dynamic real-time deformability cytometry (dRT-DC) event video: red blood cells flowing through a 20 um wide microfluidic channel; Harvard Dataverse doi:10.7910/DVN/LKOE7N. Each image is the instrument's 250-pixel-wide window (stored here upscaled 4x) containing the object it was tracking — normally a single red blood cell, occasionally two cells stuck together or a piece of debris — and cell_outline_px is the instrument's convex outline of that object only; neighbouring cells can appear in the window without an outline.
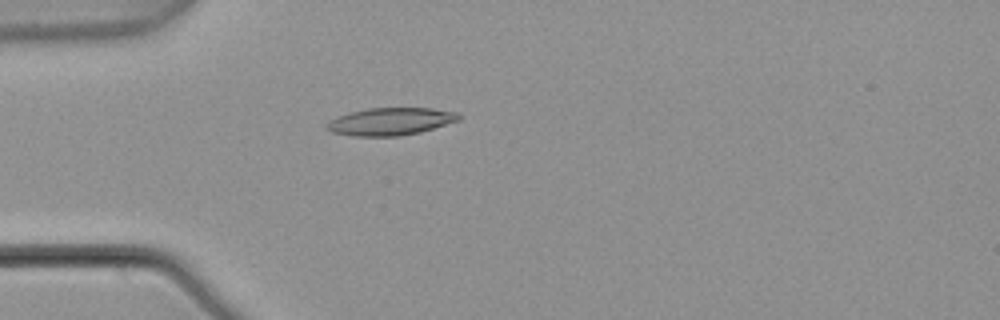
{"species": "common noctule bat (a hibernating species)", "species_latin": "Nyctalus noctula", "temperature_condition": "warm", "stored_images_in_passage": 2, "camera_frame_rate_fps": 3000, "um_per_image_px": 0.085, "animal": {"sex": "male", "body_mass_g": 21.5, "forearm_length_mm": 52.0}, "frame": {"image": 1, "passage_image": 2, "time_ms": 0.333, "image_size_px": [1000, 320], "cell_outline_px": [[460, 120], [420, 132], [400, 136], [352, 136], [332, 132], [324, 128], [324, 124], [328, 120], [336, 116], [368, 108], [432, 108], [456, 112], [460, 116]], "centroid_in_image_um": [33.14, 10.33], "position_along_channel_um": 51.9, "area_um2": 21.27}}